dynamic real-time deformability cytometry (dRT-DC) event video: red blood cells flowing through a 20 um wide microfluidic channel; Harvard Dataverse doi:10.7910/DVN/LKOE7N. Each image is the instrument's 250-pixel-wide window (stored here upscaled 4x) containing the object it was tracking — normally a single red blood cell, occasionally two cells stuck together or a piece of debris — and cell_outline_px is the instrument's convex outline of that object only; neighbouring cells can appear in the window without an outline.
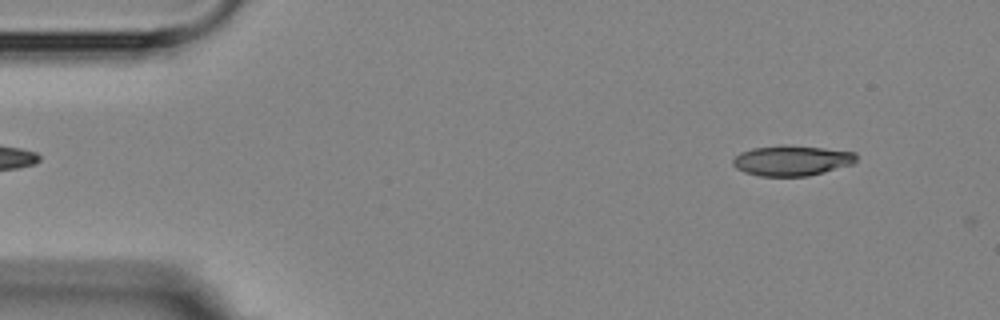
{"species": "Egyptian fruit bat (a non-hibernating species)", "species_latin": "Rousettus aegyptiacus", "temperature_condition": "room temperature", "stored_images_in_passage": 4, "camera_frame_rate_fps": 3000, "um_per_image_px": 0.085, "animal": {"sex": "female"}, "frame": {"image": 1, "passage_image": 1, "time_ms": 0.0, "image_size_px": [1000, 320], "cell_outline_px": [[856, 160], [852, 164], [824, 172], [808, 176], [760, 176], [744, 172], [736, 168], [732, 164], [732, 160], [740, 152], [752, 148], [824, 148], [856, 152]], "centroid_in_image_um": [67.3, 13.7], "position_along_channel_um": 17.7, "area_um2": 20.87}}
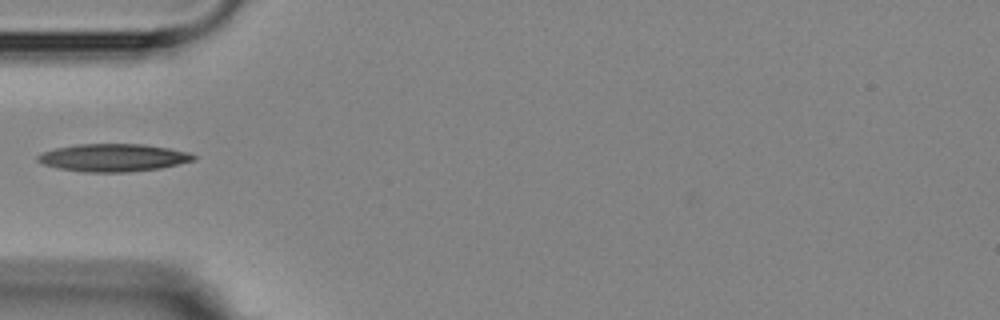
{"frame": {"image": 2, "passage_image": 4, "time_ms": 4.0, "image_size_px": [1000, 320], "cell_outline_px": [[196, 160], [160, 168], [128, 172], [84, 172], [56, 168], [44, 164], [36, 160], [36, 156], [40, 152], [56, 148], [76, 144], [144, 144], [168, 148], [188, 152], [196, 156]], "centroid_in_image_um": [9.59, 13.4], "position_along_channel_um": 75.4, "area_um2": 25.26}}